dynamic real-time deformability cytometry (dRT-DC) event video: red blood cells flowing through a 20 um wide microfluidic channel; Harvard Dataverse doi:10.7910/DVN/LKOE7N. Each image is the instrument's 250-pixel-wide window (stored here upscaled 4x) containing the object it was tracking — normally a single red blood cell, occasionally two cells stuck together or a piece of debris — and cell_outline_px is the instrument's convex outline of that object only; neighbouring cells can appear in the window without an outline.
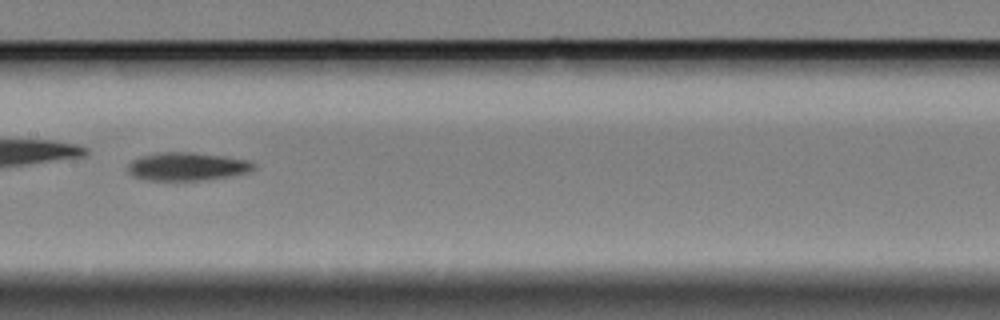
{"species": "Egyptian fruit bat (a non-hibernating species)", "species_latin": "Rousettus aegyptiacus", "temperature_condition": "cold", "stored_images_in_passage": 50, "camera_frame_rate_fps": 3000, "um_per_image_px": 0.085, "animal": {"sex": "female"}, "frame": {"image": 1, "passage_image": 22, "time_ms": 7.0, "image_size_px": [1000, 320], "cell_outline_px": [[256, 168], [248, 172], [228, 176], [204, 180], [148, 180], [132, 176], [128, 172], [128, 164], [132, 160], [144, 156], [160, 152], [192, 152], [248, 160], [256, 164]], "centroid_in_image_um": [15.9, 14.16], "position_along_channel_um": 191.5, "area_um2": 20.46}, "authors_computed_cell_mechanics": {"area_um2": 20.8369, "velocity_mm_per_s": 3.3637, "shape_relaxation_time_tau1_ms": 3.96, "shape_relaxation_time_tau2_ms": null, "deformation_change_tau1": 0.1292, "deformation_change_tau2": null}}